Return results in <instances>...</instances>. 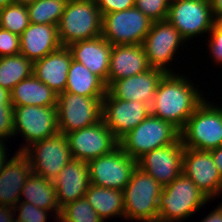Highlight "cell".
I'll return each mask as SVG.
<instances>
[{
    "label": "cell",
    "instance_id": "obj_1",
    "mask_svg": "<svg viewBox=\"0 0 222 222\" xmlns=\"http://www.w3.org/2000/svg\"><path fill=\"white\" fill-rule=\"evenodd\" d=\"M189 79L183 73H165L150 105L151 115L171 123L179 131L206 99L203 91L198 88L199 85H194L190 77Z\"/></svg>",
    "mask_w": 222,
    "mask_h": 222
},
{
    "label": "cell",
    "instance_id": "obj_2",
    "mask_svg": "<svg viewBox=\"0 0 222 222\" xmlns=\"http://www.w3.org/2000/svg\"><path fill=\"white\" fill-rule=\"evenodd\" d=\"M210 203V199L184 174L163 187L158 222H182Z\"/></svg>",
    "mask_w": 222,
    "mask_h": 222
},
{
    "label": "cell",
    "instance_id": "obj_3",
    "mask_svg": "<svg viewBox=\"0 0 222 222\" xmlns=\"http://www.w3.org/2000/svg\"><path fill=\"white\" fill-rule=\"evenodd\" d=\"M211 101L206 98L180 131L184 148L210 151L222 146V104Z\"/></svg>",
    "mask_w": 222,
    "mask_h": 222
},
{
    "label": "cell",
    "instance_id": "obj_4",
    "mask_svg": "<svg viewBox=\"0 0 222 222\" xmlns=\"http://www.w3.org/2000/svg\"><path fill=\"white\" fill-rule=\"evenodd\" d=\"M163 186L140 167H136L123 190L124 219L158 222V203Z\"/></svg>",
    "mask_w": 222,
    "mask_h": 222
},
{
    "label": "cell",
    "instance_id": "obj_5",
    "mask_svg": "<svg viewBox=\"0 0 222 222\" xmlns=\"http://www.w3.org/2000/svg\"><path fill=\"white\" fill-rule=\"evenodd\" d=\"M62 46L101 36L102 15L95 0H73L66 3L57 26Z\"/></svg>",
    "mask_w": 222,
    "mask_h": 222
},
{
    "label": "cell",
    "instance_id": "obj_6",
    "mask_svg": "<svg viewBox=\"0 0 222 222\" xmlns=\"http://www.w3.org/2000/svg\"><path fill=\"white\" fill-rule=\"evenodd\" d=\"M180 138V131L171 123L149 115L119 140V147L138 160L156 148L171 145Z\"/></svg>",
    "mask_w": 222,
    "mask_h": 222
},
{
    "label": "cell",
    "instance_id": "obj_7",
    "mask_svg": "<svg viewBox=\"0 0 222 222\" xmlns=\"http://www.w3.org/2000/svg\"><path fill=\"white\" fill-rule=\"evenodd\" d=\"M58 133L56 107L19 106L13 108V140L20 134L23 142H26L20 145L16 152H23L34 142L42 141Z\"/></svg>",
    "mask_w": 222,
    "mask_h": 222
},
{
    "label": "cell",
    "instance_id": "obj_8",
    "mask_svg": "<svg viewBox=\"0 0 222 222\" xmlns=\"http://www.w3.org/2000/svg\"><path fill=\"white\" fill-rule=\"evenodd\" d=\"M184 43L188 44L167 20L152 22L150 31L142 44L149 67L160 69L165 73H176L171 65L178 58L176 57L179 54L178 49H181V46L184 47Z\"/></svg>",
    "mask_w": 222,
    "mask_h": 222
},
{
    "label": "cell",
    "instance_id": "obj_9",
    "mask_svg": "<svg viewBox=\"0 0 222 222\" xmlns=\"http://www.w3.org/2000/svg\"><path fill=\"white\" fill-rule=\"evenodd\" d=\"M104 97H85L69 92L57 96L59 133L69 134L102 120Z\"/></svg>",
    "mask_w": 222,
    "mask_h": 222
},
{
    "label": "cell",
    "instance_id": "obj_10",
    "mask_svg": "<svg viewBox=\"0 0 222 222\" xmlns=\"http://www.w3.org/2000/svg\"><path fill=\"white\" fill-rule=\"evenodd\" d=\"M152 20L135 6L102 15V36L112 46L141 45L150 31Z\"/></svg>",
    "mask_w": 222,
    "mask_h": 222
},
{
    "label": "cell",
    "instance_id": "obj_11",
    "mask_svg": "<svg viewBox=\"0 0 222 222\" xmlns=\"http://www.w3.org/2000/svg\"><path fill=\"white\" fill-rule=\"evenodd\" d=\"M22 153L28 158L32 173L51 181L73 159L67 138L61 133L34 142Z\"/></svg>",
    "mask_w": 222,
    "mask_h": 222
},
{
    "label": "cell",
    "instance_id": "obj_12",
    "mask_svg": "<svg viewBox=\"0 0 222 222\" xmlns=\"http://www.w3.org/2000/svg\"><path fill=\"white\" fill-rule=\"evenodd\" d=\"M166 20L188 43L201 35H208L215 24L209 0H179L169 5Z\"/></svg>",
    "mask_w": 222,
    "mask_h": 222
},
{
    "label": "cell",
    "instance_id": "obj_13",
    "mask_svg": "<svg viewBox=\"0 0 222 222\" xmlns=\"http://www.w3.org/2000/svg\"><path fill=\"white\" fill-rule=\"evenodd\" d=\"M90 184L124 190L131 179L137 160L120 147L113 152L87 162Z\"/></svg>",
    "mask_w": 222,
    "mask_h": 222
},
{
    "label": "cell",
    "instance_id": "obj_14",
    "mask_svg": "<svg viewBox=\"0 0 222 222\" xmlns=\"http://www.w3.org/2000/svg\"><path fill=\"white\" fill-rule=\"evenodd\" d=\"M65 136L73 159L85 162L109 154L119 147V140L103 120Z\"/></svg>",
    "mask_w": 222,
    "mask_h": 222
},
{
    "label": "cell",
    "instance_id": "obj_15",
    "mask_svg": "<svg viewBox=\"0 0 222 222\" xmlns=\"http://www.w3.org/2000/svg\"><path fill=\"white\" fill-rule=\"evenodd\" d=\"M150 114L147 103L116 99L108 91L103 98L102 120L118 140Z\"/></svg>",
    "mask_w": 222,
    "mask_h": 222
},
{
    "label": "cell",
    "instance_id": "obj_16",
    "mask_svg": "<svg viewBox=\"0 0 222 222\" xmlns=\"http://www.w3.org/2000/svg\"><path fill=\"white\" fill-rule=\"evenodd\" d=\"M182 173H184L211 202L221 196V174L214 163L210 151L185 148Z\"/></svg>",
    "mask_w": 222,
    "mask_h": 222
},
{
    "label": "cell",
    "instance_id": "obj_17",
    "mask_svg": "<svg viewBox=\"0 0 222 222\" xmlns=\"http://www.w3.org/2000/svg\"><path fill=\"white\" fill-rule=\"evenodd\" d=\"M184 149L179 138L171 145L145 153L137 160V166L165 187L182 173Z\"/></svg>",
    "mask_w": 222,
    "mask_h": 222
},
{
    "label": "cell",
    "instance_id": "obj_18",
    "mask_svg": "<svg viewBox=\"0 0 222 222\" xmlns=\"http://www.w3.org/2000/svg\"><path fill=\"white\" fill-rule=\"evenodd\" d=\"M164 74V71L150 67L143 73L114 81L107 91L116 99L151 105Z\"/></svg>",
    "mask_w": 222,
    "mask_h": 222
},
{
    "label": "cell",
    "instance_id": "obj_19",
    "mask_svg": "<svg viewBox=\"0 0 222 222\" xmlns=\"http://www.w3.org/2000/svg\"><path fill=\"white\" fill-rule=\"evenodd\" d=\"M53 183L60 209L84 197L90 185L87 162L72 159L64 166Z\"/></svg>",
    "mask_w": 222,
    "mask_h": 222
},
{
    "label": "cell",
    "instance_id": "obj_20",
    "mask_svg": "<svg viewBox=\"0 0 222 222\" xmlns=\"http://www.w3.org/2000/svg\"><path fill=\"white\" fill-rule=\"evenodd\" d=\"M68 48L73 60L87 67L107 87L112 45L101 35L93 39L74 42Z\"/></svg>",
    "mask_w": 222,
    "mask_h": 222
},
{
    "label": "cell",
    "instance_id": "obj_21",
    "mask_svg": "<svg viewBox=\"0 0 222 222\" xmlns=\"http://www.w3.org/2000/svg\"><path fill=\"white\" fill-rule=\"evenodd\" d=\"M32 173L28 158L15 152L4 163L0 172V205L14 207L20 200L26 179Z\"/></svg>",
    "mask_w": 222,
    "mask_h": 222
},
{
    "label": "cell",
    "instance_id": "obj_22",
    "mask_svg": "<svg viewBox=\"0 0 222 222\" xmlns=\"http://www.w3.org/2000/svg\"><path fill=\"white\" fill-rule=\"evenodd\" d=\"M73 57L67 46L49 53L42 59L33 62V74L55 93L65 92L67 74Z\"/></svg>",
    "mask_w": 222,
    "mask_h": 222
},
{
    "label": "cell",
    "instance_id": "obj_23",
    "mask_svg": "<svg viewBox=\"0 0 222 222\" xmlns=\"http://www.w3.org/2000/svg\"><path fill=\"white\" fill-rule=\"evenodd\" d=\"M149 68L142 44L114 45L110 55L107 88L114 81L143 73Z\"/></svg>",
    "mask_w": 222,
    "mask_h": 222
},
{
    "label": "cell",
    "instance_id": "obj_24",
    "mask_svg": "<svg viewBox=\"0 0 222 222\" xmlns=\"http://www.w3.org/2000/svg\"><path fill=\"white\" fill-rule=\"evenodd\" d=\"M61 46L57 26L52 24L30 23L20 35V54L32 62L44 58Z\"/></svg>",
    "mask_w": 222,
    "mask_h": 222
},
{
    "label": "cell",
    "instance_id": "obj_25",
    "mask_svg": "<svg viewBox=\"0 0 222 222\" xmlns=\"http://www.w3.org/2000/svg\"><path fill=\"white\" fill-rule=\"evenodd\" d=\"M19 202L31 203L41 209L52 211L51 215L54 217L51 218H55L58 222L61 209L53 181L31 173L22 188Z\"/></svg>",
    "mask_w": 222,
    "mask_h": 222
},
{
    "label": "cell",
    "instance_id": "obj_26",
    "mask_svg": "<svg viewBox=\"0 0 222 222\" xmlns=\"http://www.w3.org/2000/svg\"><path fill=\"white\" fill-rule=\"evenodd\" d=\"M57 96L49 86L38 80L34 74L20 81L11 91L13 107L57 106Z\"/></svg>",
    "mask_w": 222,
    "mask_h": 222
},
{
    "label": "cell",
    "instance_id": "obj_27",
    "mask_svg": "<svg viewBox=\"0 0 222 222\" xmlns=\"http://www.w3.org/2000/svg\"><path fill=\"white\" fill-rule=\"evenodd\" d=\"M84 197L104 221L110 217L124 219L123 191L90 184Z\"/></svg>",
    "mask_w": 222,
    "mask_h": 222
},
{
    "label": "cell",
    "instance_id": "obj_28",
    "mask_svg": "<svg viewBox=\"0 0 222 222\" xmlns=\"http://www.w3.org/2000/svg\"><path fill=\"white\" fill-rule=\"evenodd\" d=\"M65 92L85 97H104L107 87L87 67L72 59L67 74Z\"/></svg>",
    "mask_w": 222,
    "mask_h": 222
},
{
    "label": "cell",
    "instance_id": "obj_29",
    "mask_svg": "<svg viewBox=\"0 0 222 222\" xmlns=\"http://www.w3.org/2000/svg\"><path fill=\"white\" fill-rule=\"evenodd\" d=\"M32 74L33 62L24 55L0 57V85L8 91Z\"/></svg>",
    "mask_w": 222,
    "mask_h": 222
},
{
    "label": "cell",
    "instance_id": "obj_30",
    "mask_svg": "<svg viewBox=\"0 0 222 222\" xmlns=\"http://www.w3.org/2000/svg\"><path fill=\"white\" fill-rule=\"evenodd\" d=\"M66 3L65 0H35L26 5L30 23L58 26Z\"/></svg>",
    "mask_w": 222,
    "mask_h": 222
},
{
    "label": "cell",
    "instance_id": "obj_31",
    "mask_svg": "<svg viewBox=\"0 0 222 222\" xmlns=\"http://www.w3.org/2000/svg\"><path fill=\"white\" fill-rule=\"evenodd\" d=\"M29 14L26 5L12 3L0 9V27L21 35L29 26Z\"/></svg>",
    "mask_w": 222,
    "mask_h": 222
},
{
    "label": "cell",
    "instance_id": "obj_32",
    "mask_svg": "<svg viewBox=\"0 0 222 222\" xmlns=\"http://www.w3.org/2000/svg\"><path fill=\"white\" fill-rule=\"evenodd\" d=\"M58 222H104L85 197L67 204L61 209Z\"/></svg>",
    "mask_w": 222,
    "mask_h": 222
},
{
    "label": "cell",
    "instance_id": "obj_33",
    "mask_svg": "<svg viewBox=\"0 0 222 222\" xmlns=\"http://www.w3.org/2000/svg\"><path fill=\"white\" fill-rule=\"evenodd\" d=\"M134 6L153 22L166 20L169 9L165 0H135Z\"/></svg>",
    "mask_w": 222,
    "mask_h": 222
},
{
    "label": "cell",
    "instance_id": "obj_34",
    "mask_svg": "<svg viewBox=\"0 0 222 222\" xmlns=\"http://www.w3.org/2000/svg\"><path fill=\"white\" fill-rule=\"evenodd\" d=\"M14 212L15 217L21 222H47V217H51L48 213H52L27 202H18L14 206Z\"/></svg>",
    "mask_w": 222,
    "mask_h": 222
},
{
    "label": "cell",
    "instance_id": "obj_35",
    "mask_svg": "<svg viewBox=\"0 0 222 222\" xmlns=\"http://www.w3.org/2000/svg\"><path fill=\"white\" fill-rule=\"evenodd\" d=\"M207 35V49L213 63L220 66L222 65V29H220L216 24L213 25L212 29ZM215 60V61H214Z\"/></svg>",
    "mask_w": 222,
    "mask_h": 222
},
{
    "label": "cell",
    "instance_id": "obj_36",
    "mask_svg": "<svg viewBox=\"0 0 222 222\" xmlns=\"http://www.w3.org/2000/svg\"><path fill=\"white\" fill-rule=\"evenodd\" d=\"M20 54V36L0 27V57Z\"/></svg>",
    "mask_w": 222,
    "mask_h": 222
},
{
    "label": "cell",
    "instance_id": "obj_37",
    "mask_svg": "<svg viewBox=\"0 0 222 222\" xmlns=\"http://www.w3.org/2000/svg\"><path fill=\"white\" fill-rule=\"evenodd\" d=\"M13 108V105L0 106V142L4 144L13 137Z\"/></svg>",
    "mask_w": 222,
    "mask_h": 222
},
{
    "label": "cell",
    "instance_id": "obj_38",
    "mask_svg": "<svg viewBox=\"0 0 222 222\" xmlns=\"http://www.w3.org/2000/svg\"><path fill=\"white\" fill-rule=\"evenodd\" d=\"M101 15L134 7L135 0H95Z\"/></svg>",
    "mask_w": 222,
    "mask_h": 222
},
{
    "label": "cell",
    "instance_id": "obj_39",
    "mask_svg": "<svg viewBox=\"0 0 222 222\" xmlns=\"http://www.w3.org/2000/svg\"><path fill=\"white\" fill-rule=\"evenodd\" d=\"M200 222H222V202Z\"/></svg>",
    "mask_w": 222,
    "mask_h": 222
},
{
    "label": "cell",
    "instance_id": "obj_40",
    "mask_svg": "<svg viewBox=\"0 0 222 222\" xmlns=\"http://www.w3.org/2000/svg\"><path fill=\"white\" fill-rule=\"evenodd\" d=\"M15 217L14 207L0 205V222H12Z\"/></svg>",
    "mask_w": 222,
    "mask_h": 222
},
{
    "label": "cell",
    "instance_id": "obj_41",
    "mask_svg": "<svg viewBox=\"0 0 222 222\" xmlns=\"http://www.w3.org/2000/svg\"><path fill=\"white\" fill-rule=\"evenodd\" d=\"M210 152L214 160V163L221 174V179H222V146L212 149L210 150Z\"/></svg>",
    "mask_w": 222,
    "mask_h": 222
},
{
    "label": "cell",
    "instance_id": "obj_42",
    "mask_svg": "<svg viewBox=\"0 0 222 222\" xmlns=\"http://www.w3.org/2000/svg\"><path fill=\"white\" fill-rule=\"evenodd\" d=\"M12 105L11 92L0 85V106Z\"/></svg>",
    "mask_w": 222,
    "mask_h": 222
},
{
    "label": "cell",
    "instance_id": "obj_43",
    "mask_svg": "<svg viewBox=\"0 0 222 222\" xmlns=\"http://www.w3.org/2000/svg\"><path fill=\"white\" fill-rule=\"evenodd\" d=\"M213 17H222V0H209Z\"/></svg>",
    "mask_w": 222,
    "mask_h": 222
},
{
    "label": "cell",
    "instance_id": "obj_44",
    "mask_svg": "<svg viewBox=\"0 0 222 222\" xmlns=\"http://www.w3.org/2000/svg\"><path fill=\"white\" fill-rule=\"evenodd\" d=\"M7 149L8 148H7L6 143L4 144V143L0 142V172H1V169L4 165V163L7 161V158L9 157L7 155H10L8 153Z\"/></svg>",
    "mask_w": 222,
    "mask_h": 222
},
{
    "label": "cell",
    "instance_id": "obj_45",
    "mask_svg": "<svg viewBox=\"0 0 222 222\" xmlns=\"http://www.w3.org/2000/svg\"><path fill=\"white\" fill-rule=\"evenodd\" d=\"M16 4L28 5L33 3L35 0H13Z\"/></svg>",
    "mask_w": 222,
    "mask_h": 222
},
{
    "label": "cell",
    "instance_id": "obj_46",
    "mask_svg": "<svg viewBox=\"0 0 222 222\" xmlns=\"http://www.w3.org/2000/svg\"><path fill=\"white\" fill-rule=\"evenodd\" d=\"M14 3L13 0H0V9Z\"/></svg>",
    "mask_w": 222,
    "mask_h": 222
},
{
    "label": "cell",
    "instance_id": "obj_47",
    "mask_svg": "<svg viewBox=\"0 0 222 222\" xmlns=\"http://www.w3.org/2000/svg\"><path fill=\"white\" fill-rule=\"evenodd\" d=\"M215 24L222 29V17H214Z\"/></svg>",
    "mask_w": 222,
    "mask_h": 222
},
{
    "label": "cell",
    "instance_id": "obj_48",
    "mask_svg": "<svg viewBox=\"0 0 222 222\" xmlns=\"http://www.w3.org/2000/svg\"><path fill=\"white\" fill-rule=\"evenodd\" d=\"M167 2L168 5L173 4L179 0H165Z\"/></svg>",
    "mask_w": 222,
    "mask_h": 222
},
{
    "label": "cell",
    "instance_id": "obj_49",
    "mask_svg": "<svg viewBox=\"0 0 222 222\" xmlns=\"http://www.w3.org/2000/svg\"><path fill=\"white\" fill-rule=\"evenodd\" d=\"M12 222H21V221L19 219H17L16 217H14Z\"/></svg>",
    "mask_w": 222,
    "mask_h": 222
}]
</instances>
